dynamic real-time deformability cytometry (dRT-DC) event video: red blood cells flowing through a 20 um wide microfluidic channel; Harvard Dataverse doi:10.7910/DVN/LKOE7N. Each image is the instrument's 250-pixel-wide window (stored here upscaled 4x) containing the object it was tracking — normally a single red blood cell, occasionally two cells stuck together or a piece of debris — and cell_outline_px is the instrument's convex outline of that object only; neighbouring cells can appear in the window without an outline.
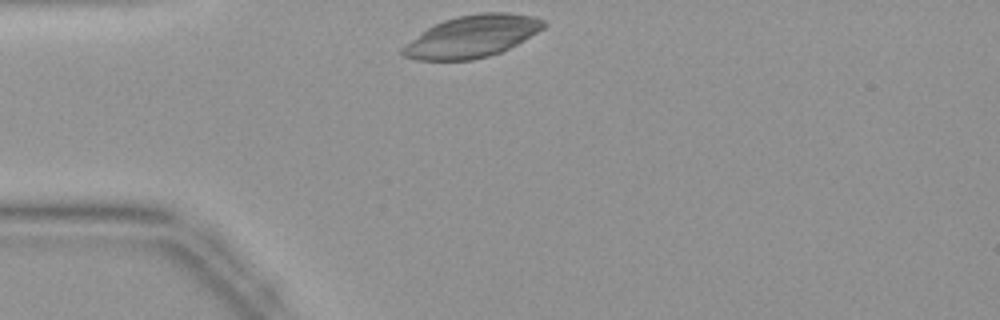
{"species": "common noctule bat (a hibernating species)", "species_latin": "Nyctalus noctula", "temperature_condition": "warm", "stored_images_in_passage": 26, "camera_frame_rate_fps": 3000, "um_per_image_px": 0.085, "animal": {"sex": "female", "body_mass_g": 19.9}, "frame": {"image": 1, "passage_image": 1, "time_ms": 0.0, "image_size_px": [1000, 320], "cell_outline_px": [[548, 24], [544, 28], [524, 40], [500, 52], [488, 56], [472, 60], [416, 60], [404, 56], [400, 52], [400, 48], [404, 44], [428, 28], [444, 20], [456, 16], [480, 12], [508, 12], [532, 16], [544, 20]], "centroid_in_image_um": [40.12, 3.09], "position_along_channel_um": 44.9, "area_um2": 34.51}}
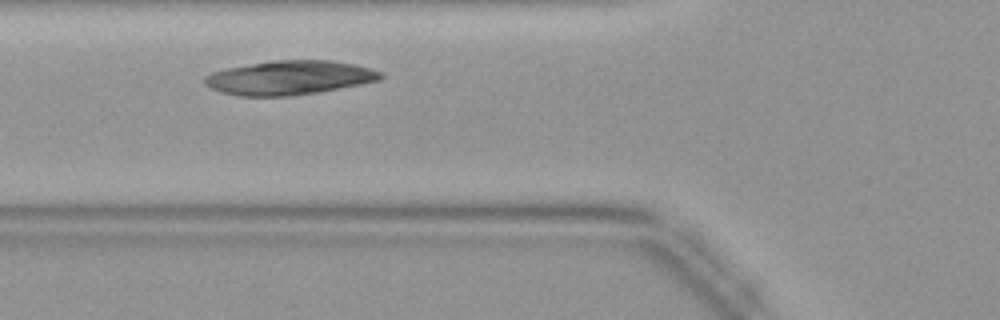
{"frame": {"image": 2, "passage_image": 6, "time_ms": 1.667, "image_size_px": [1000, 320], "cell_outline_px": [[384, 76], [380, 80], [364, 84], [296, 96], [240, 96], [220, 92], [204, 84], [204, 76], [212, 72], [228, 68], [272, 60], [332, 60], [352, 64], [368, 68], [380, 72]], "centroid_in_image_um": [24.6, 6.61], "position_along_channel_um": 101.2, "area_um2": 35.03}}
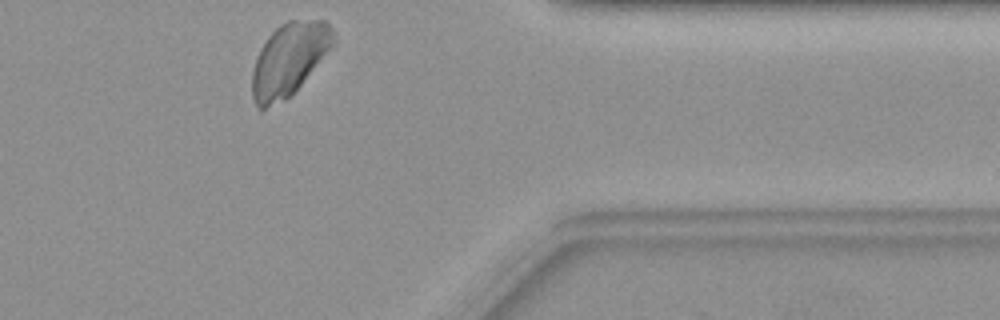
{"frame": {"image": 3, "passage_image": 26, "time_ms": 8.333, "image_size_px": [1000, 320], "cell_outline_px": [[336, 44], [292, 96], [260, 112], [252, 96], [252, 72], [256, 56], [260, 48], [268, 36], [280, 24], [288, 20], [324, 20], [336, 32]], "centroid_in_image_um": [24.6, 5.06], "position_along_channel_um": 386.8, "area_um2": 35.2}}